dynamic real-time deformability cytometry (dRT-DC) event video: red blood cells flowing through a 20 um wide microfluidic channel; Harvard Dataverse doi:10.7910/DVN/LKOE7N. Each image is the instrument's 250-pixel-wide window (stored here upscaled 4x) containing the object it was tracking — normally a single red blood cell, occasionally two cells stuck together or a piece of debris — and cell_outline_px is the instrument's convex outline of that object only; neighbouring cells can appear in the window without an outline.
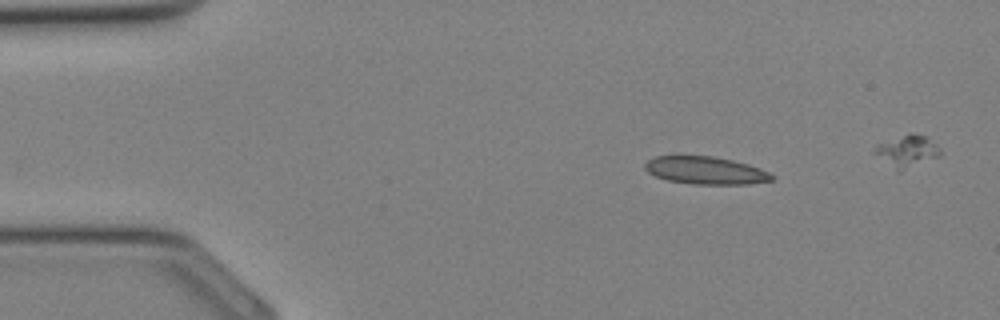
{"species": "Egyptian fruit bat (a non-hibernating species)", "species_latin": "Rousettus aegyptiacus", "temperature_condition": "cold", "stored_images_in_passage": 6, "camera_frame_rate_fps": 3000, "um_per_image_px": 0.085, "animal": {"sex": "female"}, "frame": {"image": 1, "passage_image": 1, "time_ms": 0.0, "image_size_px": [1000, 320], "cell_outline_px": [[776, 176], [772, 180], [748, 184], [696, 184], [668, 180], [656, 176], [648, 172], [644, 168], [644, 164], [648, 160], [656, 156], [712, 156], [732, 160], [748, 164], [768, 172]], "centroid_in_image_um": [59.97, 14.48], "position_along_channel_um": 25.0, "area_um2": 20.23}}